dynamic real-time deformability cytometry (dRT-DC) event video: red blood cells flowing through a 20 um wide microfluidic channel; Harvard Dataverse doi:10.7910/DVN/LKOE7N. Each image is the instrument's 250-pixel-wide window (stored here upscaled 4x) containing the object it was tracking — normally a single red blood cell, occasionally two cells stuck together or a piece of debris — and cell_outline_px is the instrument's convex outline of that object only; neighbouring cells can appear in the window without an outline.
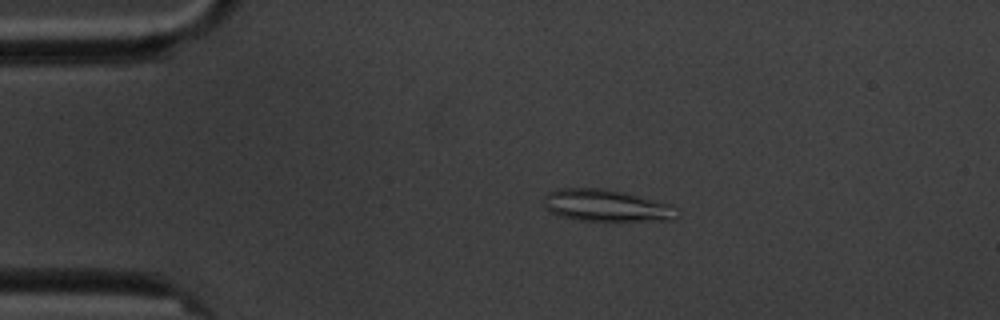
{"species": "common noctule bat (a hibernating species)", "species_latin": "Nyctalus noctula", "temperature_condition": "cold", "stored_images_in_passage": 8, "camera_frame_rate_fps": 3000, "um_per_image_px": 0.085, "animal": {"sex": "male", "body_mass_g": 20.1, "forearm_length_mm": 53.5}, "frame": {"image": 1, "passage_image": 4, "time_ms": 3.333, "image_size_px": [1000, 320], "cell_outline_px": [[680, 212], [672, 220], [580, 220], [560, 216], [544, 208], [544, 196], [548, 192], [556, 188], [608, 188], [672, 204]], "centroid_in_image_um": [51.53, 17.45], "position_along_channel_um": 33.5, "area_um2": 24.85}}
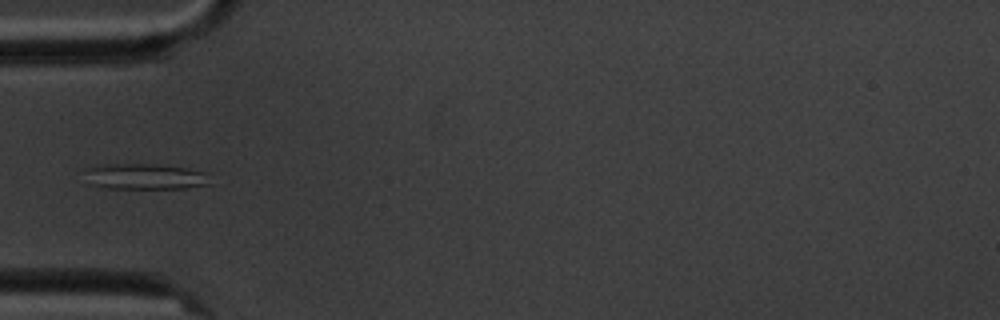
{"frame": {"image": 2, "passage_image": 6, "time_ms": 5.667, "image_size_px": [1000, 320], "cell_outline_px": [[208, 184], [184, 188], [108, 188], [88, 184], [84, 168], [92, 164], [156, 164], [184, 168], [208, 172]], "centroid_in_image_um": [12.23, 14.99], "position_along_channel_um": 72.8, "area_um2": 18.96}}
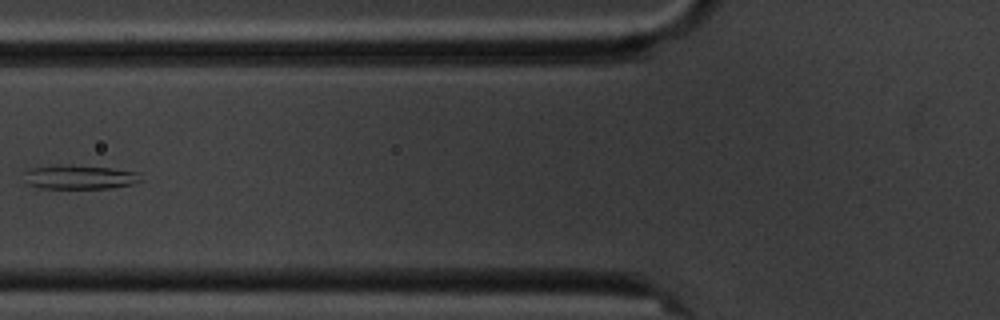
{"frame": {"image": 3, "passage_image": 7, "time_ms": 7.0, "image_size_px": [1000, 320], "cell_outline_px": [[144, 180], [136, 184], [112, 188], [40, 188], [28, 184], [24, 172], [32, 168], [52, 164], [72, 164], [112, 168], [140, 172]], "centroid_in_image_um": [6.85, 15.03], "position_along_channel_um": 119.0, "area_um2": 16.88}}